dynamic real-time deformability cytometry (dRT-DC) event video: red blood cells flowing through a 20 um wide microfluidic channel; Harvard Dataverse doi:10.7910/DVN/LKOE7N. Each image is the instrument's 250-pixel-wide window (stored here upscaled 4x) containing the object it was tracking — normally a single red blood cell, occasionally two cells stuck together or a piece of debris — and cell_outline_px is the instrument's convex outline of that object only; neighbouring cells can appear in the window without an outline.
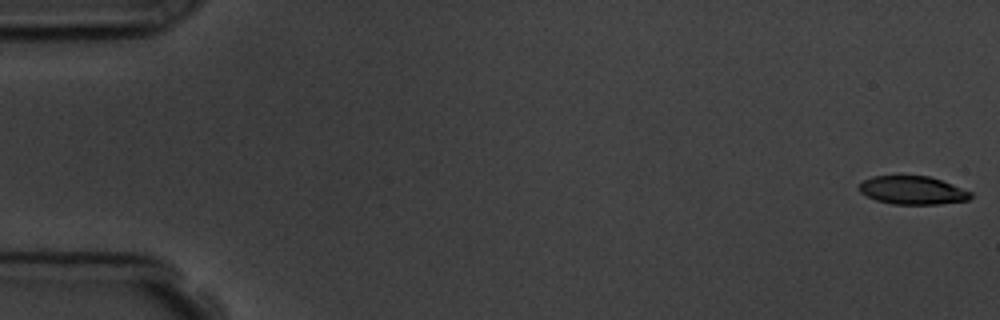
{"species": "common noctule bat (a hibernating species)", "species_latin": "Nyctalus noctula", "temperature_condition": "room temperature", "stored_images_in_passage": 57, "camera_frame_rate_fps": 3000, "um_per_image_px": 0.085, "animal": {"sex": "male", "body_mass_g": 19.5, "forearm_length_mm": 54.6}, "frame": {"image": 1, "passage_image": 1, "time_ms": 0.0, "image_size_px": [1000, 320], "cell_outline_px": [[972, 196], [968, 200], [940, 204], [892, 204], [876, 200], [860, 192], [856, 188], [864, 180], [872, 176], [928, 176], [952, 184], [972, 192]], "centroid_in_image_um": [77.56, 16.18], "position_along_channel_um": 7.4, "area_um2": 18.32}}
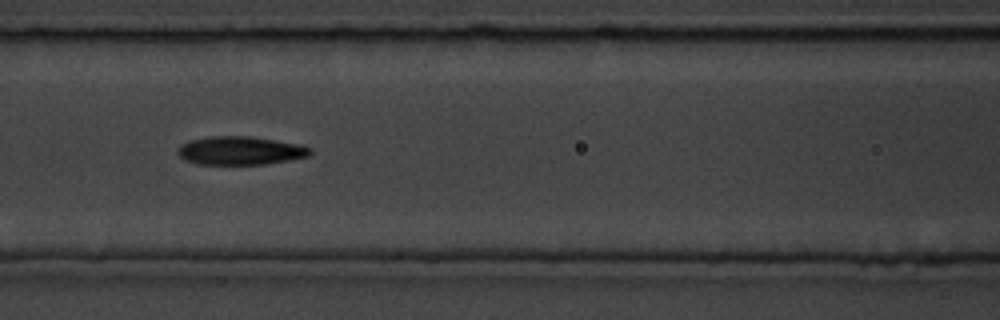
{"frame": {"image": 2, "passage_image": 25, "time_ms": 8.0, "image_size_px": [1000, 320], "cell_outline_px": [[312, 152], [308, 156], [288, 160], [264, 164], [196, 164], [184, 160], [176, 152], [180, 144], [188, 140], [212, 136], [252, 136], [296, 144], [312, 148]], "centroid_in_image_um": [20.37, 12.8], "position_along_channel_um": 146.2, "area_um2": 21.91}}
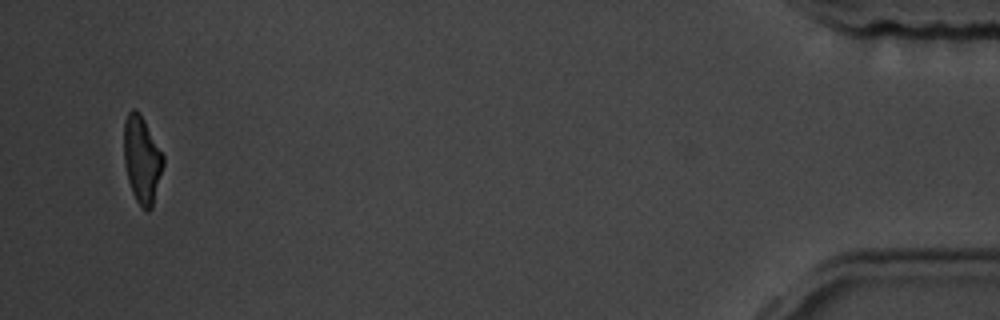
{"frame": {"image": 3, "passage_image": 55, "time_ms": 18.0, "image_size_px": [1000, 320], "cell_outline_px": [[164, 164], [152, 208], [148, 212], [136, 200], [132, 192], [128, 180], [124, 164], [124, 120], [128, 112], [132, 108], [136, 108], [140, 112], [164, 156]], "centroid_in_image_um": [12.06, 13.53], "position_along_channel_um": 423.1, "area_um2": 20.0}, "authors_computed_cell_mechanics": {"area_um2": 21.1548, "velocity_mm_per_s": 3.6066, "shape_relaxation_time_tau1_ms": 4.1353, "shape_relaxation_time_tau2_ms": 2.6194, "deformation_change_tau1": 0.1812, "deformation_change_tau2": 0.1106}}